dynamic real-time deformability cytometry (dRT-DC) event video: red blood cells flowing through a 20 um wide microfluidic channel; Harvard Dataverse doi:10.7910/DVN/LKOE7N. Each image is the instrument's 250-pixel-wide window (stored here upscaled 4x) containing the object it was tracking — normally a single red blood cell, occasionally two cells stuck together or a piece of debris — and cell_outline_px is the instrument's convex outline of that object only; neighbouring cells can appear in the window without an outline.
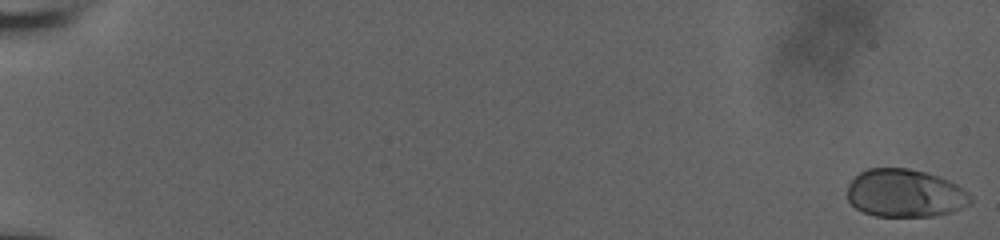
{"species": "human", "species_latin": "Homo sapiens", "temperature_condition": "room temperature", "stored_images_in_passage": 28, "camera_frame_rate_fps": 3000, "um_per_image_px": 0.085, "donor": {"sex": "male"}, "frame": {"image": 1, "passage_image": 1, "time_ms": 0.0, "image_size_px": [1000, 240], "cell_outline_px": [[972, 200], [968, 204], [952, 212], [932, 216], [876, 216], [864, 212], [856, 208], [848, 200], [848, 184], [860, 172], [868, 168], [908, 168], [924, 172], [948, 180], [956, 184], [968, 192], [972, 196]], "centroid_in_image_um": [76.92, 16.42], "position_along_channel_um": 8.1, "area_um2": 34.28}}
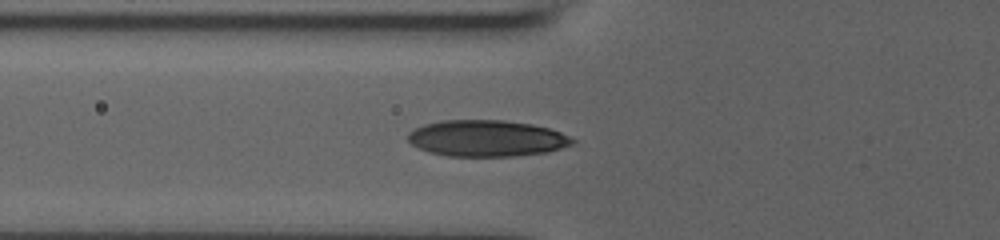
{"frame": {"image": 2, "passage_image": 24, "time_ms": 7.667, "image_size_px": [1000, 240], "cell_outline_px": [[576, 144], [548, 152], [512, 156], [448, 156], [428, 152], [412, 144], [408, 140], [408, 132], [424, 124], [440, 120], [504, 120], [532, 124], [548, 128], [560, 132], [576, 140]], "centroid_in_image_um": [41.39, 11.76], "position_along_channel_um": 84.4, "area_um2": 34.97}}
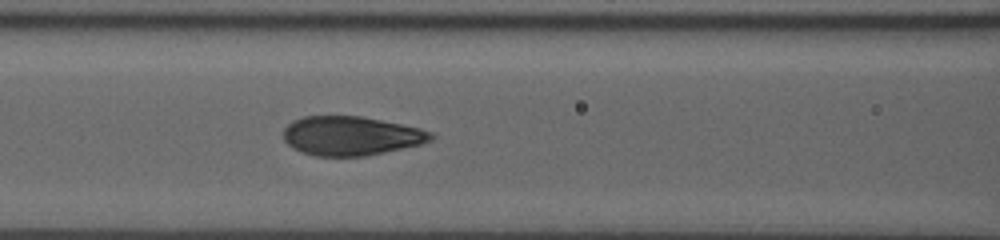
{"frame": {"image": 3, "passage_image": 28, "time_ms": 9.0, "image_size_px": [1000, 240], "cell_outline_px": [[436, 136], [432, 140], [420, 144], [368, 156], [316, 156], [292, 148], [284, 140], [284, 128], [292, 120], [304, 116], [360, 116], [420, 128], [432, 132]], "centroid_in_image_um": [29.84, 11.55], "position_along_channel_um": 136.8, "area_um2": 33.58}}